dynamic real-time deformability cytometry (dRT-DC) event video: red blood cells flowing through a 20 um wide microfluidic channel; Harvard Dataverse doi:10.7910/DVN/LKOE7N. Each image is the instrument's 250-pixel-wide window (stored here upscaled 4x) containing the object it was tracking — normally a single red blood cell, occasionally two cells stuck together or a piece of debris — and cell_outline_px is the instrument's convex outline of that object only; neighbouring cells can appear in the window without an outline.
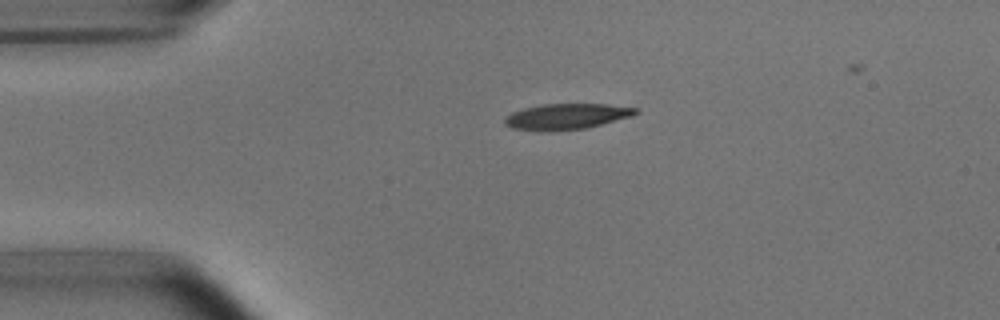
{"species": "common noctule bat (a hibernating species)", "species_latin": "Nyctalus noctula", "temperature_condition": "room temperature", "stored_images_in_passage": 5, "segment_of_instrument_passage": [2, 2], "camera_frame_rate_fps": 3000, "um_per_image_px": 0.085, "animal": {"sex": "male", "body_mass_g": 15.6}, "frame": {"image": 1, "passage_image": 5, "time_ms": 4.667, "image_size_px": [1000, 320], "cell_outline_px": [[640, 112], [632, 116], [584, 128], [552, 132], [540, 132], [512, 128], [504, 124], [504, 120], [512, 112], [524, 108], [544, 104], [608, 104], [636, 108]], "centroid_in_image_um": [48.13, 9.91], "position_along_channel_um": 36.9, "area_um2": 19.71}}